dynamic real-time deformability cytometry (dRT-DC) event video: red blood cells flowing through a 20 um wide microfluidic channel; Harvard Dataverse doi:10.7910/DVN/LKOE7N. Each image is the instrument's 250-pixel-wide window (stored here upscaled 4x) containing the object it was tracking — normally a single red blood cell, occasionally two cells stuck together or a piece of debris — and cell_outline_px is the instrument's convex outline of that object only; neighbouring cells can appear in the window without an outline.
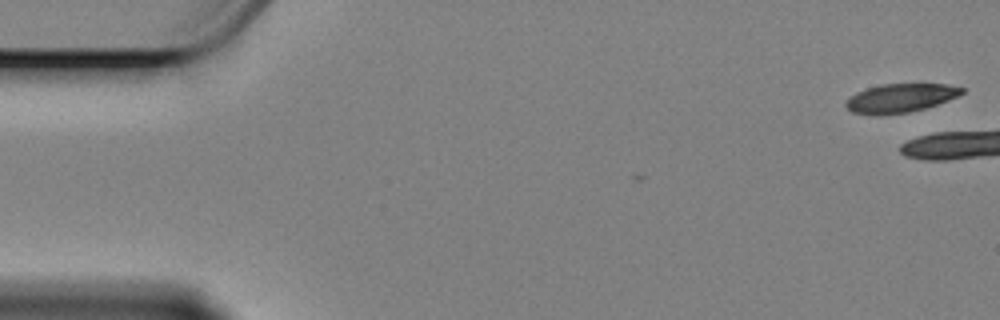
{"species": "Egyptian fruit bat (a non-hibernating species)", "species_latin": "Rousettus aegyptiacus", "temperature_condition": "cold", "stored_images_in_passage": 6, "camera_frame_rate_fps": 3000, "um_per_image_px": 0.085, "animal": {"sex": "female"}, "frame": {"image": 1, "passage_image": 1, "time_ms": 0.0, "image_size_px": [1000, 320], "cell_outline_px": [[964, 92], [948, 100], [924, 108], [908, 112], [880, 116], [876, 116], [852, 112], [844, 104], [848, 96], [856, 92], [880, 84], [920, 80], [948, 84], [964, 88]], "centroid_in_image_um": [76.54, 8.28], "position_along_channel_um": 8.5, "area_um2": 20.46}}